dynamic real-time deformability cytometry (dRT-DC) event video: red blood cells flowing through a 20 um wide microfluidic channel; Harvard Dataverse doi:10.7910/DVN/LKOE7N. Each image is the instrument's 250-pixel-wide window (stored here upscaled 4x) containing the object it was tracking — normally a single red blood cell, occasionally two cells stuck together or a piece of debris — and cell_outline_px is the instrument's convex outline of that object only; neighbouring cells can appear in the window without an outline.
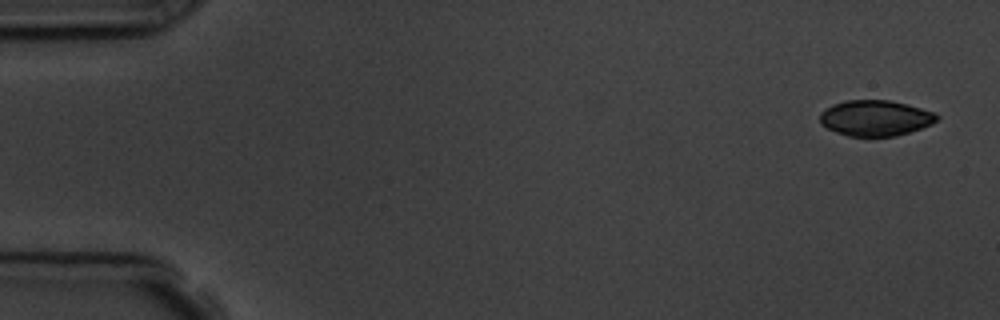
{"species": "common noctule bat (a hibernating species)", "species_latin": "Nyctalus noctula", "temperature_condition": "room temperature", "stored_images_in_passage": 4, "camera_frame_rate_fps": 3000, "um_per_image_px": 0.085, "animal": {"sex": "male", "body_mass_g": 19.5, "forearm_length_mm": 54.6}, "frame": {"image": 1, "passage_image": 1, "time_ms": 0.0, "image_size_px": [1000, 320], "cell_outline_px": [[940, 116], [932, 124], [896, 136], [848, 136], [836, 132], [820, 124], [820, 112], [824, 108], [832, 104], [848, 100], [888, 100], [936, 112]], "centroid_in_image_um": [74.38, 10.03], "position_along_channel_um": 10.6, "area_um2": 24.28}}
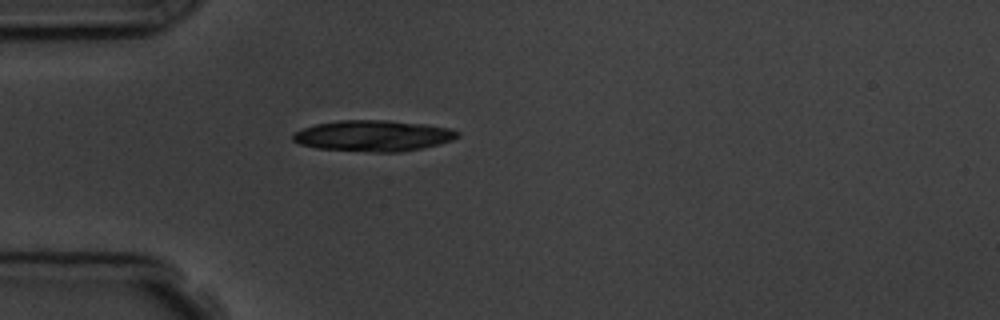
{"frame": {"image": 2, "passage_image": 4, "time_ms": 4.333, "image_size_px": [1000, 320], "cell_outline_px": [[460, 136], [452, 140], [440, 144], [400, 152], [372, 152], [316, 148], [300, 144], [292, 140], [292, 136], [296, 132], [304, 128], [316, 124], [340, 120], [388, 120], [424, 124], [448, 128], [460, 132]], "centroid_in_image_um": [31.74, 11.54], "position_along_channel_um": 53.3, "area_um2": 29.65}}